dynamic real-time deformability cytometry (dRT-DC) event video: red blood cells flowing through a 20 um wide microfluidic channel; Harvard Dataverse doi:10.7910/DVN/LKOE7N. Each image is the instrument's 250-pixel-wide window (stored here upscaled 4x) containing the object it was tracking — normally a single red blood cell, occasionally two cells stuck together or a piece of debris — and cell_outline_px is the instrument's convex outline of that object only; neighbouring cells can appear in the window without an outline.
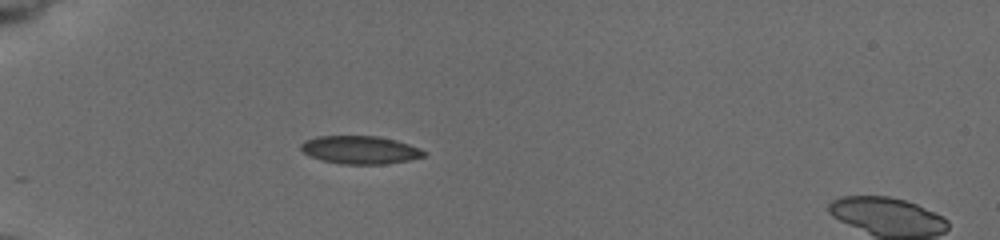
{"species": "common noctule bat (a hibernating species)", "species_latin": "Nyctalus noctula", "temperature_condition": "cold", "stored_images_in_passage": 2, "camera_frame_rate_fps": 3000, "um_per_image_px": 0.085, "animal": {"sex": "female", "body_mass_g": 19.5, "forearm_length_mm": 54.1}, "frame": {"image": 1, "passage_image": 1, "time_ms": 0.0, "image_size_px": [1000, 240], "cell_outline_px": [[424, 156], [408, 160], [384, 164], [340, 164], [320, 160], [308, 156], [300, 148], [300, 144], [304, 140], [316, 136], [380, 136], [396, 140], [420, 148], [424, 152]], "centroid_in_image_um": [30.55, 12.74], "position_along_channel_um": 54.5, "area_um2": 20.17}}